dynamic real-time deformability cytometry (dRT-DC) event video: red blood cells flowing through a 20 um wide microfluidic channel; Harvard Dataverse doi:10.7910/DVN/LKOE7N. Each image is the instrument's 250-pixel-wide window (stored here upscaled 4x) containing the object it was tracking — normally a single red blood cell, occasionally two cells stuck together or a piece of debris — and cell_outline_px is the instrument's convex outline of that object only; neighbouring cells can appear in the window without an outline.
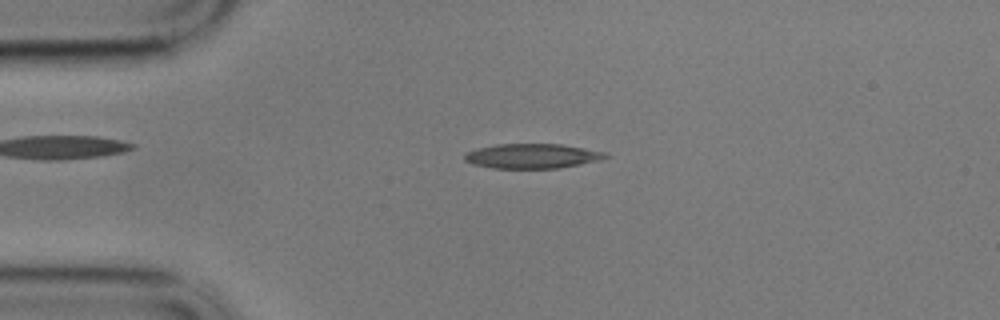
{"species": "common noctule bat (a hibernating species)", "species_latin": "Nyctalus noctula", "temperature_condition": "cold", "stored_images_in_passage": 56, "camera_frame_rate_fps": 3000, "um_per_image_px": 0.085, "animal": {"sex": "male", "body_mass_g": 17.9}, "frame": {"image": 1, "passage_image": 12, "time_ms": 3.667, "image_size_px": [1000, 320], "cell_outline_px": [[612, 156], [600, 160], [560, 168], [492, 168], [472, 164], [464, 160], [464, 156], [468, 152], [476, 148], [496, 144], [560, 144], [608, 152]], "centroid_in_image_um": [45.27, 13.26], "position_along_channel_um": 39.7, "area_um2": 20.4}}
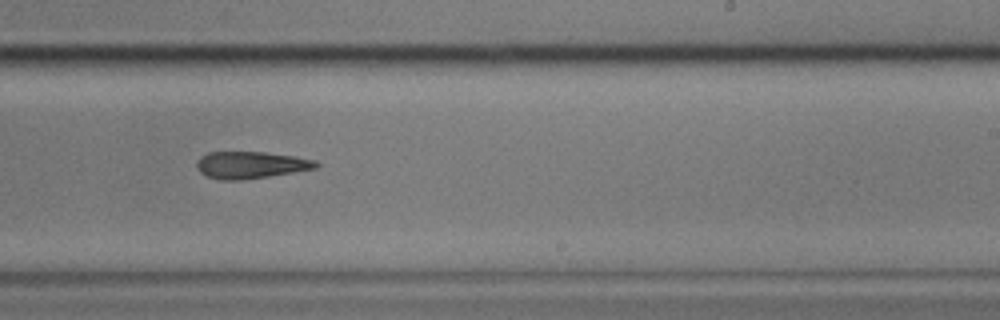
{"frame": {"image": 2, "passage_image": 34, "time_ms": 11.0, "image_size_px": [1000, 320], "cell_outline_px": [[320, 164], [316, 168], [268, 176], [240, 180], [220, 180], [208, 176], [200, 172], [196, 168], [196, 164], [200, 156], [208, 152], [264, 152], [296, 156], [316, 160]], "centroid_in_image_um": [21.3, 14.01], "position_along_channel_um": 267.7, "area_um2": 18.73}}
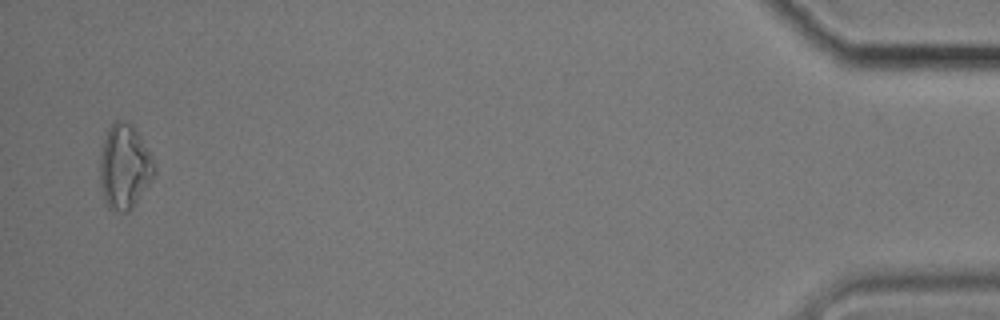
{"frame": {"image": 3, "passage_image": 55, "time_ms": 18.0, "image_size_px": [1000, 320], "cell_outline_px": [[156, 172], [132, 208], [128, 212], [112, 212], [108, 208], [104, 200], [100, 184], [100, 156], [104, 140], [108, 128], [116, 120], [128, 120], [132, 124], [156, 164]], "centroid_in_image_um": [10.57, 14.19], "position_along_channel_um": 424.6, "area_um2": 26.82}}